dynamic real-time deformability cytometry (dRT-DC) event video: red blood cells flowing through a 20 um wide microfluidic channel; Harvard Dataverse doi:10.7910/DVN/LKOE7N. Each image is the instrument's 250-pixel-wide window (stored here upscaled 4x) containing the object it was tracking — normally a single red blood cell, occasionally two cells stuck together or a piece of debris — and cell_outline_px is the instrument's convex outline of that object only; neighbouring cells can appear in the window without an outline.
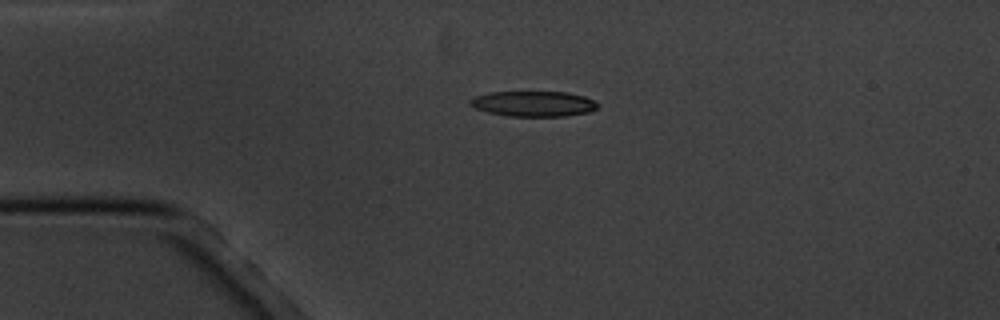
{"species": "common noctule bat (a hibernating species)", "species_latin": "Nyctalus noctula", "temperature_condition": "cold", "stored_images_in_passage": 4, "camera_frame_rate_fps": 3000, "um_per_image_px": 0.085, "animal": {"sex": "male", "body_mass_g": 20.1, "forearm_length_mm": 53.5}, "frame": {"image": 1, "passage_image": 3, "time_ms": 2.333, "image_size_px": [1000, 320], "cell_outline_px": [[600, 104], [596, 108], [588, 112], [564, 116], [508, 116], [488, 112], [476, 108], [468, 104], [468, 100], [476, 96], [488, 92], [564, 92], [584, 96], [596, 100]], "centroid_in_image_um": [45.35, 8.81], "position_along_channel_um": 39.7, "area_um2": 18.9}}